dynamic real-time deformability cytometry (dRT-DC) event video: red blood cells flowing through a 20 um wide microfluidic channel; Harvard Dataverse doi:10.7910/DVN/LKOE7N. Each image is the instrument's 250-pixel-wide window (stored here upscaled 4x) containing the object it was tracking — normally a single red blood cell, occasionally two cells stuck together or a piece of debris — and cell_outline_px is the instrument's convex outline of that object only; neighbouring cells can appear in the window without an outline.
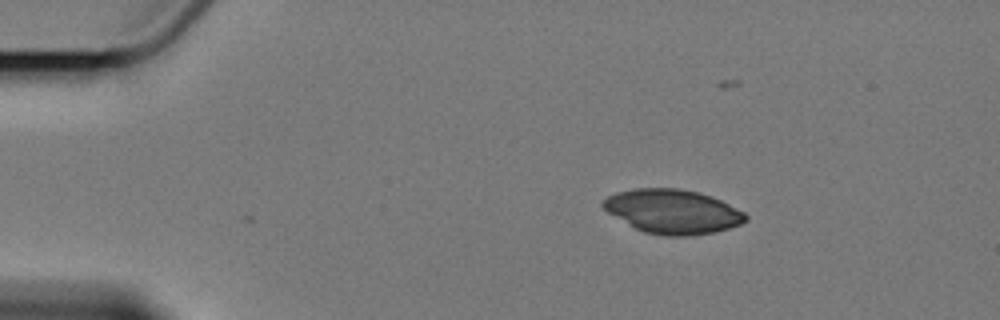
{"species": "Egyptian fruit bat (a non-hibernating species)", "species_latin": "Rousettus aegyptiacus", "temperature_condition": "cold", "stored_images_in_passage": 5, "camera_frame_rate_fps": 3000, "um_per_image_px": 0.085, "animal": {"sex": "female"}, "frame": {"image": 1, "passage_image": 1, "time_ms": 0.0, "image_size_px": [1000, 320], "cell_outline_px": [[748, 220], [740, 224], [716, 232], [692, 236], [664, 236], [644, 232], [636, 228], [608, 212], [600, 204], [608, 196], [616, 192], [636, 188], [680, 188], [700, 192], [712, 196], [744, 212], [748, 216]], "centroid_in_image_um": [57.2, 17.97], "position_along_channel_um": 27.8, "area_um2": 36.7}}